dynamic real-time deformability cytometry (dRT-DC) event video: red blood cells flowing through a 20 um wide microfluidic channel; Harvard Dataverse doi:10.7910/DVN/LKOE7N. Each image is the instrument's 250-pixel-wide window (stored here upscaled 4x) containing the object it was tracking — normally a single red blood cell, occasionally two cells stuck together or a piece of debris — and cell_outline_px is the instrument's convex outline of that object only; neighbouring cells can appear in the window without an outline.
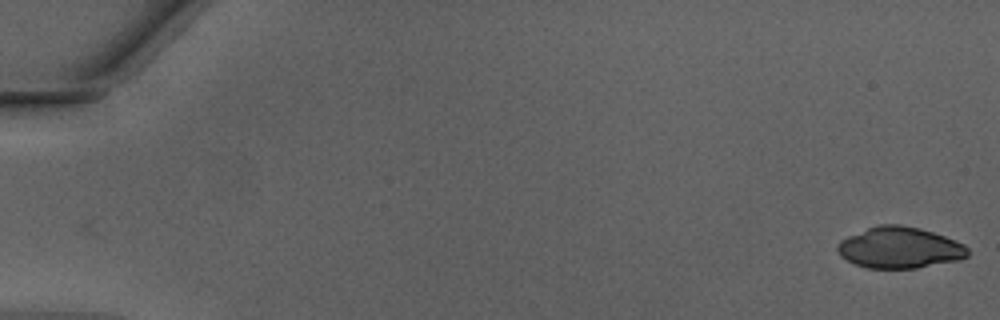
{"species": "Egyptian fruit bat (a non-hibernating species)", "species_latin": "Rousettus aegyptiacus", "temperature_condition": "warm", "stored_images_in_passage": 12, "camera_frame_rate_fps": 3000, "um_per_image_px": 0.085, "animal": {"sex": "male"}, "frame": {"image": 1, "passage_image": 1, "time_ms": 0.0, "image_size_px": [1000, 320], "cell_outline_px": [[968, 256], [960, 260], [916, 268], [868, 268], [856, 264], [840, 256], [836, 248], [836, 244], [840, 240], [848, 236], [868, 228], [880, 224], [900, 224], [920, 228], [956, 240], [964, 244], [968, 248]], "centroid_in_image_um": [76.47, 21.05], "position_along_channel_um": 8.5, "area_um2": 31.33}}